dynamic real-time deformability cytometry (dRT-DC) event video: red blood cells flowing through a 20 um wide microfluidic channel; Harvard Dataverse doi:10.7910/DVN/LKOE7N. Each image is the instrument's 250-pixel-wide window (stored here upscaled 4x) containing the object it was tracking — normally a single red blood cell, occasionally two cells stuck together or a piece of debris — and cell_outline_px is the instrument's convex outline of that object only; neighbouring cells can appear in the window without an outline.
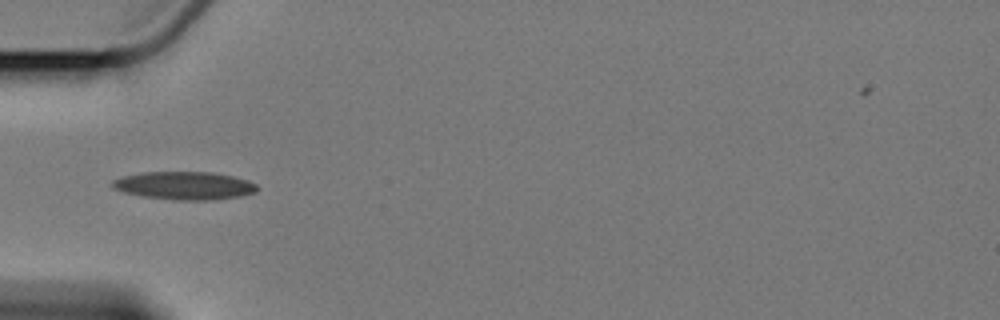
{"species": "Egyptian fruit bat (a non-hibernating species)", "species_latin": "Rousettus aegyptiacus", "temperature_condition": "cold", "stored_images_in_passage": 7, "camera_frame_rate_fps": 3000, "um_per_image_px": 0.085, "animal": {"sex": "female"}, "frame": {"image": 1, "passage_image": 3, "time_ms": 2.333, "image_size_px": [1000, 320], "cell_outline_px": [[260, 188], [256, 192], [240, 196], [216, 200], [176, 200], [144, 196], [124, 192], [112, 188], [112, 180], [124, 176], [144, 172], [212, 172], [232, 176], [248, 180], [256, 184]], "centroid_in_image_um": [15.72, 15.78], "position_along_channel_um": 69.3, "area_um2": 23.64}}
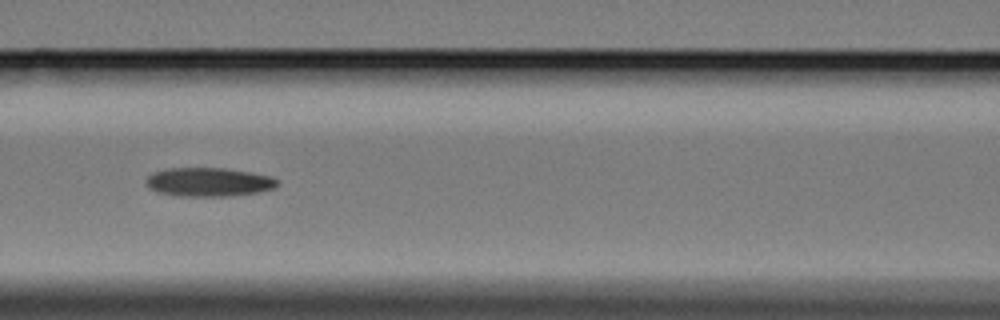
{"frame": {"image": 2, "passage_image": 5, "time_ms": 4.667, "image_size_px": [1000, 320], "cell_outline_px": [[280, 184], [276, 188], [256, 192], [228, 196], [180, 196], [156, 192], [144, 184], [144, 180], [152, 172], [168, 168], [224, 168], [252, 172], [272, 176]], "centroid_in_image_um": [17.72, 15.47], "position_along_channel_um": 148.9, "area_um2": 22.25}}
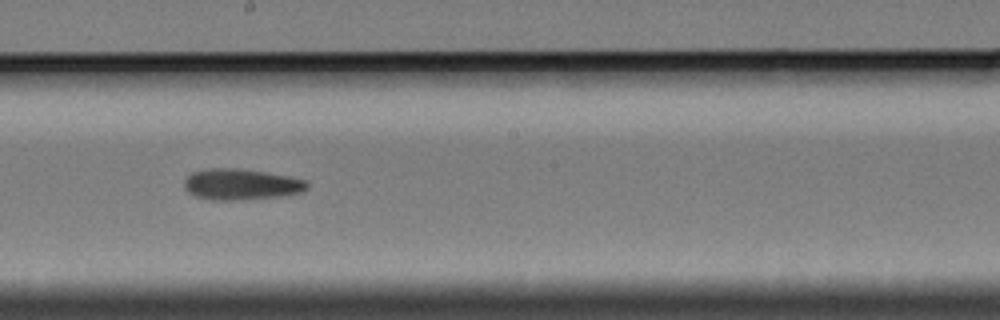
{"frame": {"image": 3, "passage_image": 7, "time_ms": 7.0, "image_size_px": [1000, 320], "cell_outline_px": [[308, 188], [304, 192], [280, 196], [236, 200], [212, 200], [196, 196], [188, 192], [184, 188], [184, 180], [192, 172], [212, 168], [236, 168], [264, 172], [288, 176], [304, 180], [308, 184]], "centroid_in_image_um": [20.49, 15.67], "position_along_channel_um": 227.7, "area_um2": 22.08}}